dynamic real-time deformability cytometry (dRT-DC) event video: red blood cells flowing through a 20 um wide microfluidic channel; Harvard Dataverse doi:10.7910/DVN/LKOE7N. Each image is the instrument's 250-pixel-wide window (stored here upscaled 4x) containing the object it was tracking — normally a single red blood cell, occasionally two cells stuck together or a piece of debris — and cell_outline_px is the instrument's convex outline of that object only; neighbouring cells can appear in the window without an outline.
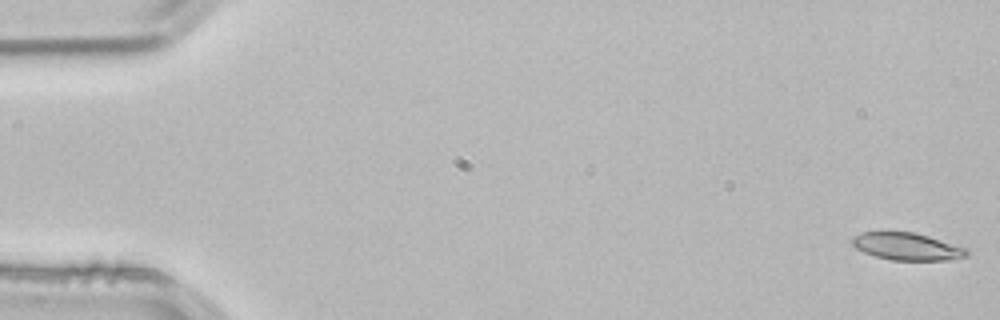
{"species": "common noctule bat (a hibernating species)", "species_latin": "Nyctalus noctula", "temperature_condition": "room temperature", "stored_images_in_passage": 53, "camera_frame_rate_fps": 3000, "um_per_image_px": 0.085, "animal": {"sex": "male", "body_mass_g": 21.5, "forearm_length_mm": 52.0}, "frame": {"image": 1, "passage_image": 1, "time_ms": 0.0, "image_size_px": [1000, 320], "cell_outline_px": [[968, 256], [948, 260], [892, 260], [876, 256], [864, 252], [856, 248], [852, 244], [852, 236], [860, 232], [880, 228], [884, 228], [916, 232], [968, 248]], "centroid_in_image_um": [77.03, 20.88], "position_along_channel_um": 8.0, "area_um2": 19.19}}
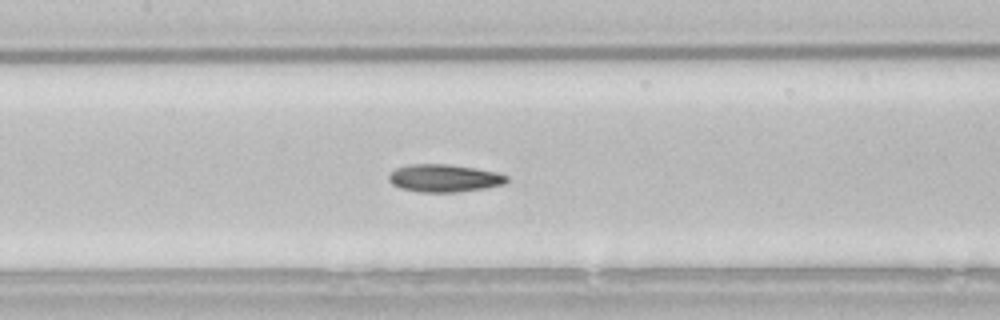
{"frame": {"image": 2, "passage_image": 25, "time_ms": 8.0, "image_size_px": [1000, 320], "cell_outline_px": [[508, 180], [504, 184], [484, 188], [460, 192], [420, 192], [400, 188], [392, 184], [388, 180], [388, 176], [396, 168], [408, 164], [448, 164], [476, 168], [496, 172], [508, 176]], "centroid_in_image_um": [37.75, 15.14], "position_along_channel_um": 169.7, "area_um2": 19.07}}
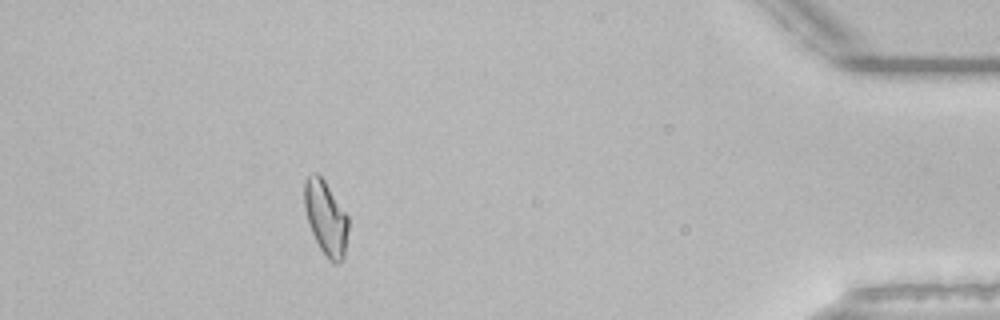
{"frame": {"image": 3, "passage_image": 48, "time_ms": 15.667, "image_size_px": [1000, 320], "cell_outline_px": [[348, 228], [344, 260], [336, 264], [328, 260], [320, 248], [308, 224], [304, 208], [304, 180], [312, 172], [316, 172], [324, 180], [348, 216]], "centroid_in_image_um": [27.69, 18.53], "position_along_channel_um": 407.5, "area_um2": 19.07}, "authors_computed_cell_mechanics": {"area_um2": 18.6694, "velocity_mm_per_s": 3.8245, "shape_relaxation_time_tau1_ms": 6.6332, "shape_relaxation_time_tau2_ms": 9.4406, "deformation_change_tau1": 0.1769, "deformation_change_tau2": 0.1459}}